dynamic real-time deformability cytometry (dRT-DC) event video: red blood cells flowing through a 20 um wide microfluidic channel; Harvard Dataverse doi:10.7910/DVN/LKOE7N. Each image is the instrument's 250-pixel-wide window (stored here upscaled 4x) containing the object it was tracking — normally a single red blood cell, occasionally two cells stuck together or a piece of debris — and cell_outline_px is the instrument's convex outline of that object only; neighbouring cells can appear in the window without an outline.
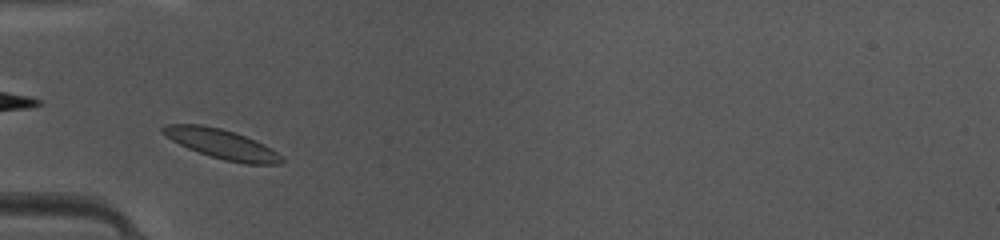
{"species": "common noctule bat (a hibernating species)", "species_latin": "Nyctalus noctula", "temperature_condition": "warm", "stored_images_in_passage": 34, "camera_frame_rate_fps": 3000, "um_per_image_px": 0.085, "animal": {"sex": "female", "body_mass_g": 10.0, "forearm_length_mm": 53.1}, "frame": {"image": 1, "passage_image": 3, "time_ms": 0.667, "image_size_px": [1000, 240], "cell_outline_px": [[284, 160], [280, 164], [248, 164], [224, 160], [188, 148], [172, 140], [160, 132], [160, 128], [168, 124], [200, 124], [220, 128], [236, 132], [256, 140], [264, 144], [276, 152]], "centroid_in_image_um": [18.84, 12.22], "position_along_channel_um": 66.2, "area_um2": 20.29}}
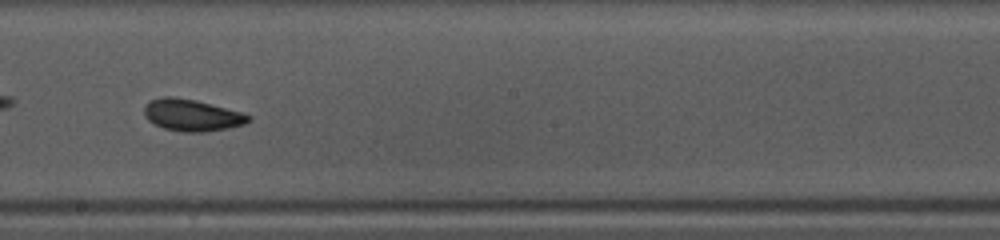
{"frame": {"image": 2, "passage_image": 15, "time_ms": 4.667, "image_size_px": [1000, 240], "cell_outline_px": [[252, 120], [244, 124], [228, 128], [204, 132], [180, 132], [164, 128], [148, 120], [144, 116], [144, 108], [152, 100], [164, 96], [172, 96], [196, 100], [240, 112], [252, 116]], "centroid_in_image_um": [16.32, 9.8], "position_along_channel_um": 231.9, "area_um2": 19.19}}
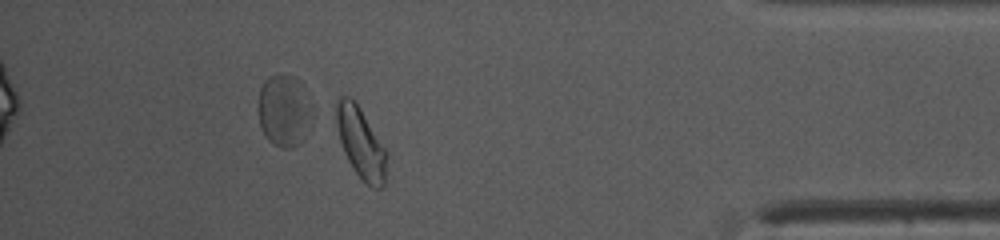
{"frame": {"image": 3, "passage_image": 30, "time_ms": 9.667, "image_size_px": [1000, 240], "cell_outline_px": [[388, 152], [384, 184], [380, 188], [376, 188], [364, 184], [348, 160], [344, 152], [340, 140], [336, 124], [336, 100], [340, 96], [352, 96], [360, 108]], "centroid_in_image_um": [30.67, 12.14], "position_along_channel_um": 404.5, "area_um2": 20.87}, "authors_computed_cell_mechanics": {"area_um2": 19.0162, "velocity_mm_per_s": 4.1597, "shape_relaxation_time_tau1_ms": 3.2375, "shape_relaxation_time_tau2_ms": 1.7685, "deformation_change_tau1": 0.1167, "deformation_change_tau2": 0.074}}